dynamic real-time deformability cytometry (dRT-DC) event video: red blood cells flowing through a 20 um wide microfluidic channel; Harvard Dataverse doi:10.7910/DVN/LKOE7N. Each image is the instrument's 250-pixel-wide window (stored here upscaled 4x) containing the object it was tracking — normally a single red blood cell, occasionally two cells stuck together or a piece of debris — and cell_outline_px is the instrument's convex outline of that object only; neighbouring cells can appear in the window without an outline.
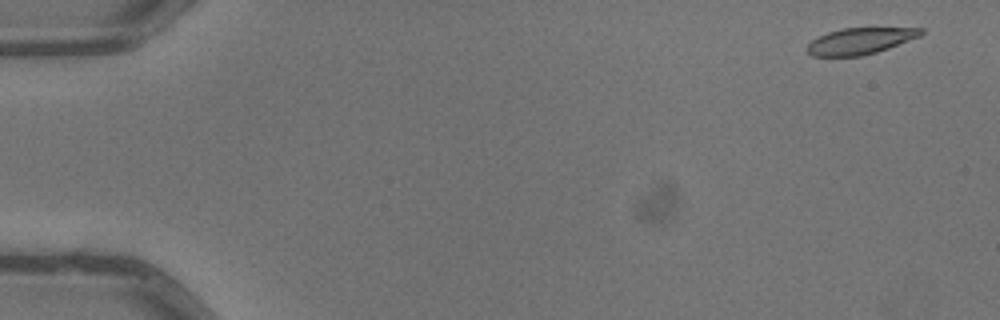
{"species": "common noctule bat (a hibernating species)", "species_latin": "Nyctalus noctula", "temperature_condition": "warm", "stored_images_in_passage": 5, "camera_frame_rate_fps": 3000, "um_per_image_px": 0.085, "animal": {"sex": "male", "body_mass_g": 13.3}, "frame": {"image": 1, "passage_image": 1, "time_ms": 0.0, "image_size_px": [1000, 320], "cell_outline_px": [[924, 32], [920, 36], [888, 48], [876, 52], [860, 56], [812, 56], [808, 52], [808, 44], [812, 40], [828, 32], [840, 28], [924, 28]], "centroid_in_image_um": [73.12, 3.48], "position_along_channel_um": 11.9, "area_um2": 17.28}}
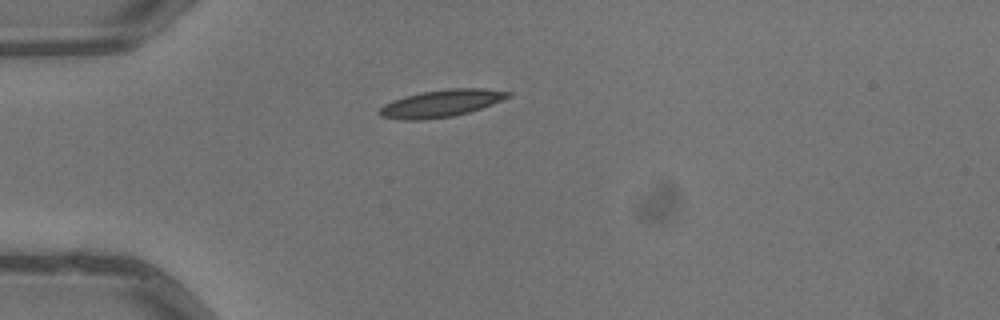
{"frame": {"image": 2, "passage_image": 4, "time_ms": 1.0, "image_size_px": [1000, 320], "cell_outline_px": [[512, 96], [492, 104], [468, 112], [452, 116], [420, 120], [404, 120], [380, 116], [376, 112], [384, 104], [404, 96], [420, 92], [448, 88], [484, 88], [512, 92]], "centroid_in_image_um": [37.49, 8.77], "position_along_channel_um": 47.5, "area_um2": 20.4}}